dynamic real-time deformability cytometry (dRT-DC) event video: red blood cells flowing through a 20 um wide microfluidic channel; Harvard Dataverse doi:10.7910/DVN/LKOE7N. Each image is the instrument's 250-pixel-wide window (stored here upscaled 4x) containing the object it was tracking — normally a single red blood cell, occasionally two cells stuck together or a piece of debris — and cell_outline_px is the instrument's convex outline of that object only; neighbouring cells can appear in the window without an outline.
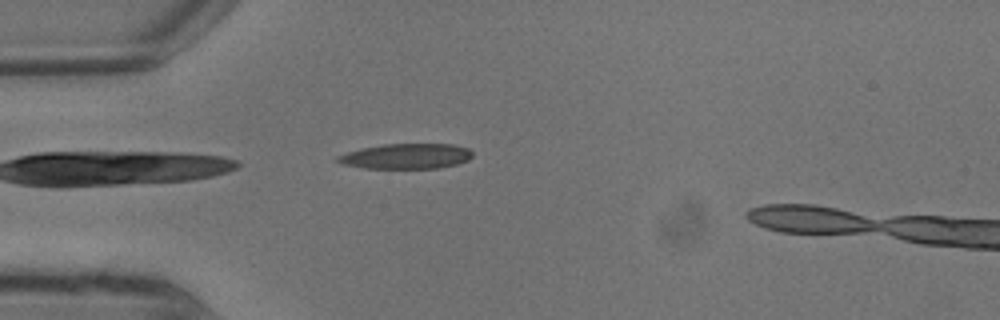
{"species": "common noctule bat (a hibernating species)", "species_latin": "Nyctalus noctula", "temperature_condition": "warm", "stored_images_in_passage": 6, "camera_frame_rate_fps": 3000, "um_per_image_px": 0.085, "animal": {"sex": "male", "body_mass_g": 13.3}, "frame": {"image": 1, "passage_image": 5, "time_ms": 1.333, "image_size_px": [1000, 320], "cell_outline_px": [[472, 156], [468, 160], [456, 164], [440, 168], [364, 168], [344, 164], [336, 160], [336, 156], [360, 148], [384, 144], [456, 144], [468, 148], [472, 152]], "centroid_in_image_um": [34.55, 13.27], "position_along_channel_um": 50.5, "area_um2": 19.83}}